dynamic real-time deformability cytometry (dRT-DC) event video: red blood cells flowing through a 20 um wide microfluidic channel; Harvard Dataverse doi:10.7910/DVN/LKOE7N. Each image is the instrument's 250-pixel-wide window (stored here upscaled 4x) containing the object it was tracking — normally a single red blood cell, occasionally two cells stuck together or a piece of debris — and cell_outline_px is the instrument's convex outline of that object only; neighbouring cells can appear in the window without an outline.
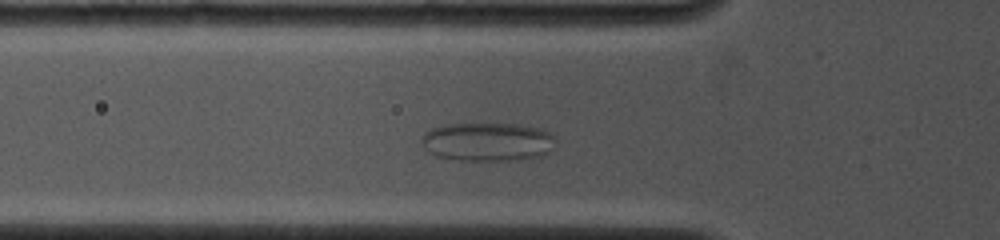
{"species": "common noctule bat (a hibernating species)", "species_latin": "Nyctalus noctula", "temperature_condition": "cold", "stored_images_in_passage": 10, "camera_frame_rate_fps": 4000, "um_per_image_px": 0.085, "animal": {"sex": "female", "body_mass_g": 19.0, "forearm_length_mm": 53.3}, "frame": {"image": 1, "passage_image": 7, "time_ms": 2.5, "image_size_px": [1000, 240], "cell_outline_px": [[556, 140], [548, 152], [540, 156], [520, 160], [452, 160], [436, 156], [428, 152], [420, 144], [420, 140], [424, 132], [440, 124], [516, 124], [540, 128], [556, 136]], "centroid_in_image_um": [41.39, 12.05], "position_along_channel_um": 84.4, "area_um2": 30.58}}
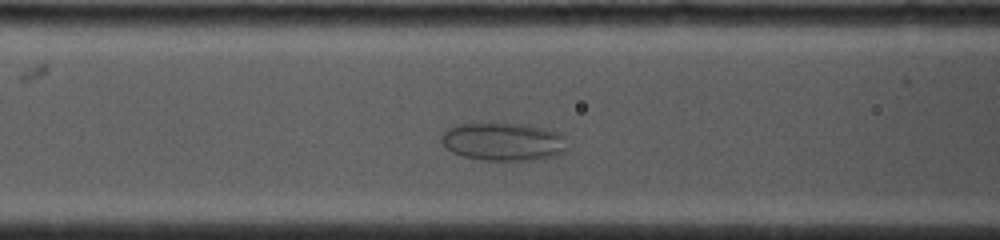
{"frame": {"image": 2, "passage_image": 10, "time_ms": 3.5, "image_size_px": [1000, 240], "cell_outline_px": [[564, 152], [552, 156], [532, 160], [484, 160], [464, 156], [452, 152], [440, 140], [440, 136], [448, 128], [460, 124], [524, 124], [544, 128], [560, 132], [564, 136]], "centroid_in_image_um": [42.77, 12.04], "position_along_channel_um": 123.8, "area_um2": 27.51}}